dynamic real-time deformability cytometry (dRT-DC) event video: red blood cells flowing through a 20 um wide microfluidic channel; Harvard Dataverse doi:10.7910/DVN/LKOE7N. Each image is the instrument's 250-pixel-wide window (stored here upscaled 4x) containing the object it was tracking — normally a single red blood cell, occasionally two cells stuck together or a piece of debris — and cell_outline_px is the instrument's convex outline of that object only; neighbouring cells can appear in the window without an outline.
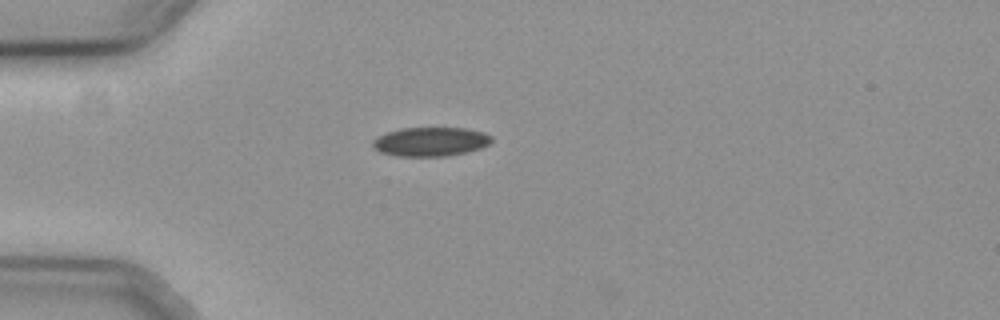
{"species": "common noctule bat (a hibernating species)", "species_latin": "Nyctalus noctula", "temperature_condition": "cold", "stored_images_in_passage": 41, "camera_frame_rate_fps": 3000, "um_per_image_px": 0.085, "animal": {"sex": "female", "body_mass_g": 19.3, "forearm_length_mm": 54.1}, "frame": {"image": 1, "passage_image": 1, "time_ms": 0.0, "image_size_px": [1000, 320], "cell_outline_px": [[492, 140], [488, 144], [480, 148], [464, 152], [444, 156], [396, 156], [380, 152], [372, 144], [372, 140], [388, 132], [400, 128], [464, 128], [484, 132], [492, 136]], "centroid_in_image_um": [36.6, 12.04], "position_along_channel_um": 48.4, "area_um2": 19.88}}
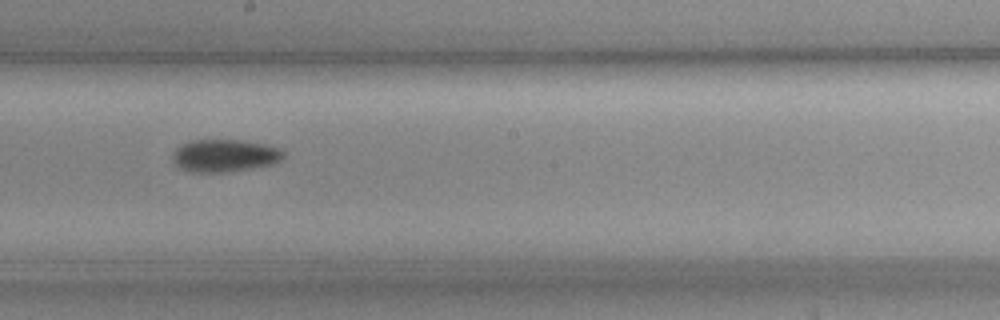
{"frame": {"image": 2, "passage_image": 17, "time_ms": 5.333, "image_size_px": [1000, 320], "cell_outline_px": [[284, 156], [280, 160], [272, 164], [252, 168], [228, 172], [192, 172], [180, 168], [176, 164], [172, 156], [176, 148], [180, 144], [192, 140], [236, 140], [264, 144], [276, 148], [284, 152]], "centroid_in_image_um": [19.06, 13.23], "position_along_channel_um": 229.1, "area_um2": 20.81}}
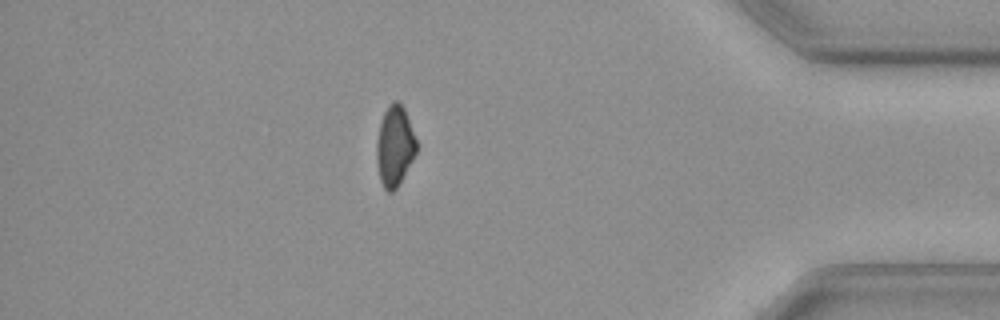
{"frame": {"image": 3, "passage_image": 34, "time_ms": 11.0, "image_size_px": [1000, 320], "cell_outline_px": [[416, 152], [412, 160], [396, 188], [392, 192], [388, 192], [384, 188], [380, 180], [376, 160], [376, 144], [380, 124], [384, 112], [388, 104], [392, 100], [396, 100], [404, 108], [416, 140]], "centroid_in_image_um": [33.52, 12.4], "position_along_channel_um": 401.7, "area_um2": 18.38}}